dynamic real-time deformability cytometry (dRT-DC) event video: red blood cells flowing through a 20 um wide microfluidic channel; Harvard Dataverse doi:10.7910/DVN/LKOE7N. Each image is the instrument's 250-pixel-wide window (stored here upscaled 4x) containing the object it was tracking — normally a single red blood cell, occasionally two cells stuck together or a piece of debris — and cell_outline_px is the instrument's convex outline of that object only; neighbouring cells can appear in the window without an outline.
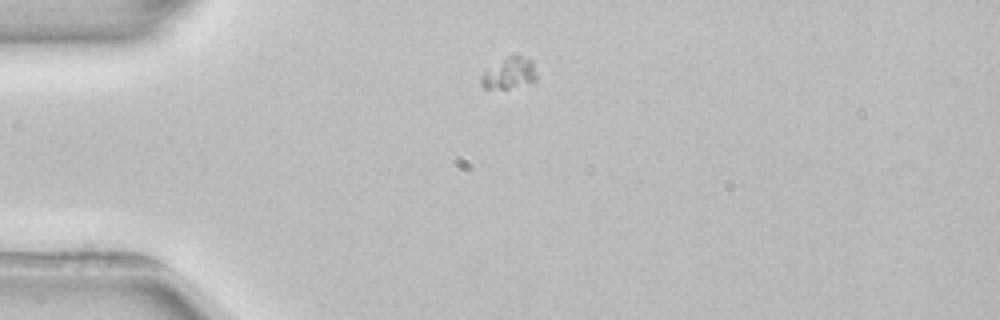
{"species": "common noctule bat (a hibernating species)", "species_latin": "Nyctalus noctula", "temperature_condition": "room temperature", "stored_images_in_passage": 3, "camera_frame_rate_fps": 3000, "um_per_image_px": 0.085, "animal": {"sex": "female", "body_mass_g": 22.7, "forearm_length_mm": 54.2}, "frame": {"image": 1, "passage_image": 1, "time_ms": 0.0, "image_size_px": [1000, 320], "cell_outline_px": [[536, 80], [508, 88], [484, 88], [480, 84], [480, 76], [484, 72], [512, 52], [516, 52], [532, 60], [536, 72]], "centroid_in_image_um": [43.29, 6.16], "position_along_channel_um": 41.7, "area_um2": 10.17}}